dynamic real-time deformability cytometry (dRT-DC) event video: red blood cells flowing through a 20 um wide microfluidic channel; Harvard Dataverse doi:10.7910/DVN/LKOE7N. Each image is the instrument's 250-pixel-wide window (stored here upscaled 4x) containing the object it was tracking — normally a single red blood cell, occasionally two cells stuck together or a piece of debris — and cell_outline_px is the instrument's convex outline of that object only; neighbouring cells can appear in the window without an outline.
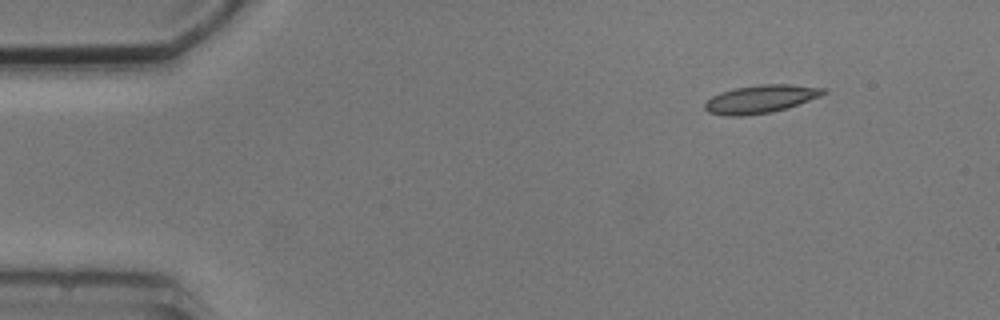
{"species": "common noctule bat (a hibernating species)", "species_latin": "Nyctalus noctula", "temperature_condition": "cold", "stored_images_in_passage": 3, "camera_frame_rate_fps": 3000, "um_per_image_px": 0.085, "animal": {"sex": "male", "body_mass_g": 20.5, "forearm_length_mm": 52.5}, "frame": {"image": 1, "passage_image": 3, "time_ms": 3.0, "image_size_px": [1000, 320], "cell_outline_px": [[828, 92], [820, 96], [788, 108], [772, 112], [744, 116], [728, 116], [708, 112], [704, 108], [704, 104], [712, 96], [720, 92], [732, 88], [760, 84], [792, 84], [828, 88]], "centroid_in_image_um": [64.68, 8.41], "position_along_channel_um": 20.3, "area_um2": 19.65}}